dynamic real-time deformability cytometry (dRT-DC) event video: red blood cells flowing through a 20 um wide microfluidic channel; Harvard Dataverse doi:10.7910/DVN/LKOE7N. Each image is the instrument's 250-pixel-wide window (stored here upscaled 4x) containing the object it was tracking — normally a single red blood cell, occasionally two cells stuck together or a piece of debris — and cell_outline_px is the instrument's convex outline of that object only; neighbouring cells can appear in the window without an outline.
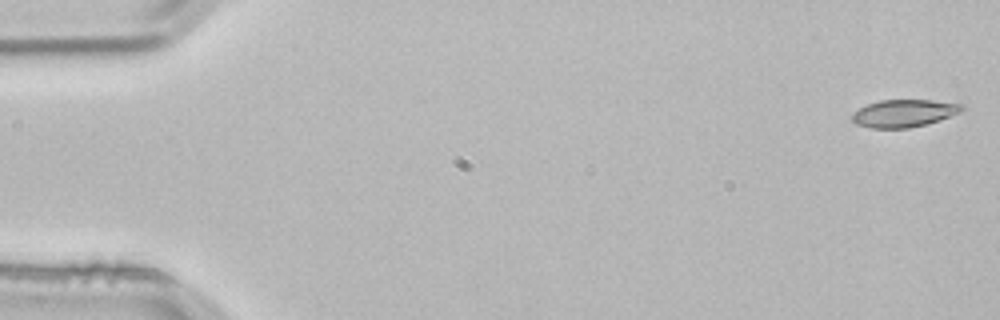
{"species": "common noctule bat (a hibernating species)", "species_latin": "Nyctalus noctula", "temperature_condition": "room temperature", "stored_images_in_passage": 3, "camera_frame_rate_fps": 3000, "um_per_image_px": 0.085, "animal": {"sex": "male", "body_mass_g": 21.5, "forearm_length_mm": 52.0}, "frame": {"image": 1, "passage_image": 1, "time_ms": 0.0, "image_size_px": [1000, 320], "cell_outline_px": [[964, 108], [960, 112], [940, 120], [908, 128], [868, 128], [856, 124], [852, 120], [852, 116], [860, 108], [868, 104], [880, 100], [932, 100], [964, 104]], "centroid_in_image_um": [76.85, 9.62], "position_along_channel_um": 8.2, "area_um2": 17.46}}
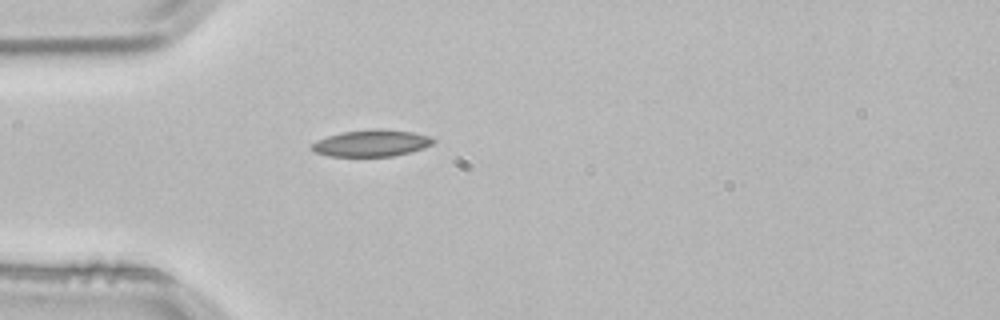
{"frame": {"image": 2, "passage_image": 3, "time_ms": 0.667, "image_size_px": [1000, 320], "cell_outline_px": [[436, 140], [432, 144], [424, 148], [392, 156], [328, 156], [316, 152], [308, 148], [316, 140], [328, 136], [344, 132], [380, 128], [412, 132], [432, 136]], "centroid_in_image_um": [31.58, 12.16], "position_along_channel_um": 53.4, "area_um2": 18.84}}